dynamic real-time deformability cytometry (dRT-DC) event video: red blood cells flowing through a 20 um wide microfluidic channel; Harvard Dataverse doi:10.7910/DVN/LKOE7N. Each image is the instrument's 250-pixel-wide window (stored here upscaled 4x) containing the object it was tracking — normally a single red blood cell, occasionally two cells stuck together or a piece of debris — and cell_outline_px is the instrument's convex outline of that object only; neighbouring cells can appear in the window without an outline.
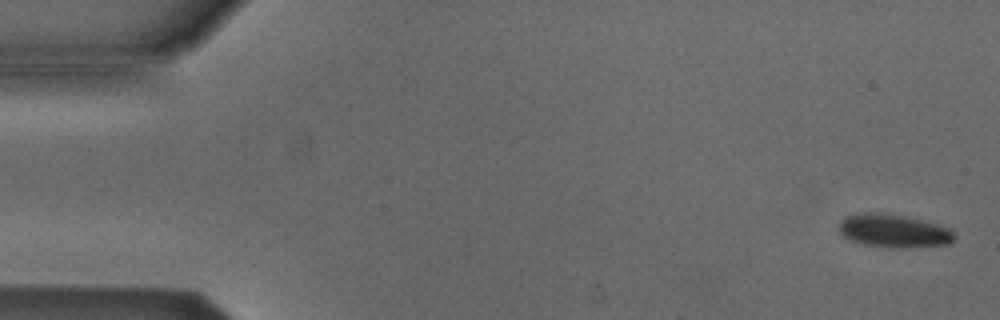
{"species": "Egyptian fruit bat (a non-hibernating species)", "species_latin": "Rousettus aegyptiacus", "temperature_condition": "cold", "stored_images_in_passage": 5, "camera_frame_rate_fps": 3000, "um_per_image_px": 0.085, "animal": {"sex": "male"}, "frame": {"image": 1, "passage_image": 1, "time_ms": 0.0, "image_size_px": [1000, 320], "cell_outline_px": [[956, 236], [948, 244], [908, 248], [900, 248], [864, 244], [852, 240], [844, 236], [840, 232], [840, 220], [844, 216], [864, 212], [876, 212], [904, 216], [936, 224], [948, 228]], "centroid_in_image_um": [75.95, 19.62], "position_along_channel_um": 9.1, "area_um2": 22.02}}
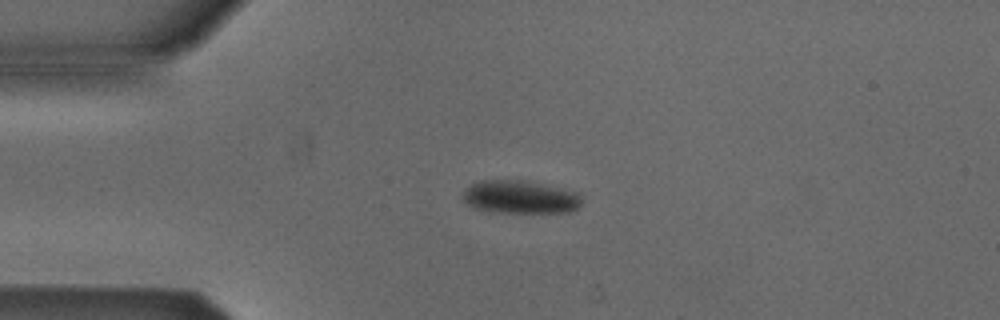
{"frame": {"image": 2, "passage_image": 4, "time_ms": 3.667, "image_size_px": [1000, 320], "cell_outline_px": [[580, 204], [576, 208], [568, 212], [488, 212], [472, 208], [460, 200], [460, 196], [472, 184], [480, 180], [520, 180], [576, 192], [580, 196]], "centroid_in_image_um": [44.09, 16.76], "position_along_channel_um": 40.9, "area_um2": 22.72}}